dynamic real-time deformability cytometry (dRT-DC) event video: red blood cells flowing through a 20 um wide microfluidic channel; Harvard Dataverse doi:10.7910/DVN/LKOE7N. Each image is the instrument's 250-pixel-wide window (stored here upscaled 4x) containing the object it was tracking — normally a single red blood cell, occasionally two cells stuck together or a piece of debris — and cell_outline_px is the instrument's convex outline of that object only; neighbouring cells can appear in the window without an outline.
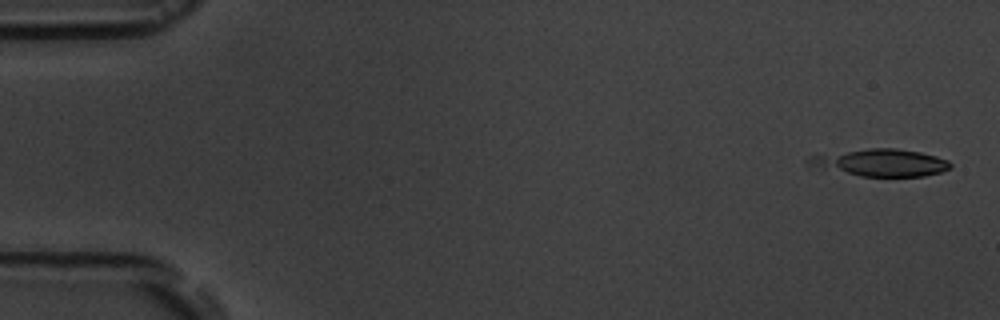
{"species": "common noctule bat (a hibernating species)", "species_latin": "Nyctalus noctula", "temperature_condition": "room temperature", "stored_images_in_passage": 15, "camera_frame_rate_fps": 3000, "um_per_image_px": 0.085, "animal": {"sex": "male", "body_mass_g": 19.5, "forearm_length_mm": 54.6}, "frame": {"image": 1, "passage_image": 1, "time_ms": 0.0, "image_size_px": [1000, 320], "cell_outline_px": [[952, 168], [940, 172], [924, 176], [860, 176], [808, 164], [804, 160], [812, 156], [872, 148], [896, 148], [920, 152], [936, 156], [948, 160], [952, 164]], "centroid_in_image_um": [74.97, 13.82], "position_along_channel_um": 10.0, "area_um2": 21.91}}
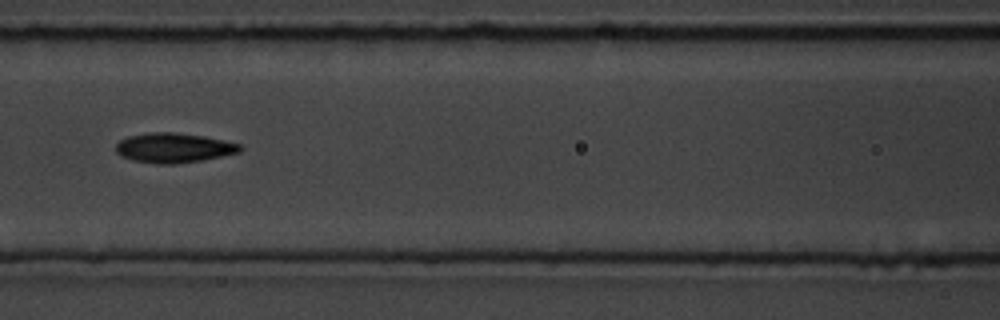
{"frame": {"image": 2, "passage_image": 7, "time_ms": 7.667, "image_size_px": [1000, 320], "cell_outline_px": [[244, 148], [240, 152], [200, 160], [176, 164], [156, 164], [132, 160], [120, 156], [116, 152], [116, 144], [120, 140], [128, 136], [152, 132], [176, 132], [204, 136], [224, 140], [240, 144]], "centroid_in_image_um": [14.75, 12.56], "position_along_channel_um": 151.8, "area_um2": 21.56}}
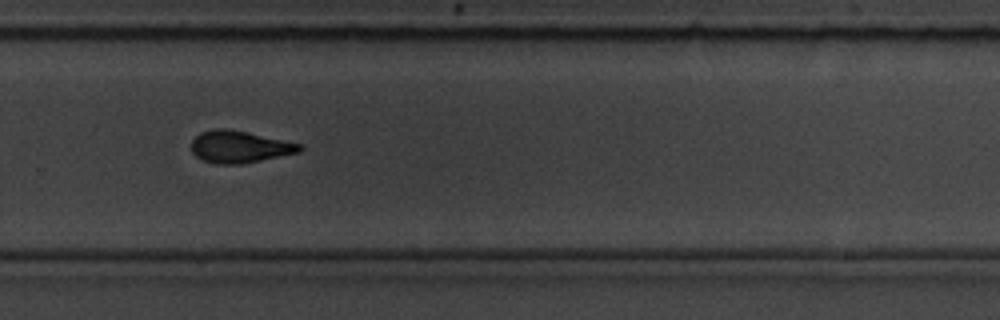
{"frame": {"image": 3, "passage_image": 11, "time_ms": 12.0, "image_size_px": [1000, 320], "cell_outline_px": [[304, 148], [300, 152], [240, 164], [216, 164], [200, 160], [192, 152], [192, 140], [200, 132], [216, 128], [224, 128], [248, 132], [304, 144]], "centroid_in_image_um": [20.37, 12.47], "position_along_channel_um": 309.4, "area_um2": 20.35}, "authors_computed_cell_mechanics": {"area_um2": 20.3456, "velocity_mm_per_s": 3.6603, "shape_relaxation_time_tau1_ms": 3.1848, "shape_relaxation_time_tau2_ms": 3.5656, "deformation_change_tau1": 0.1237, "deformation_change_tau2": 0.1006}}